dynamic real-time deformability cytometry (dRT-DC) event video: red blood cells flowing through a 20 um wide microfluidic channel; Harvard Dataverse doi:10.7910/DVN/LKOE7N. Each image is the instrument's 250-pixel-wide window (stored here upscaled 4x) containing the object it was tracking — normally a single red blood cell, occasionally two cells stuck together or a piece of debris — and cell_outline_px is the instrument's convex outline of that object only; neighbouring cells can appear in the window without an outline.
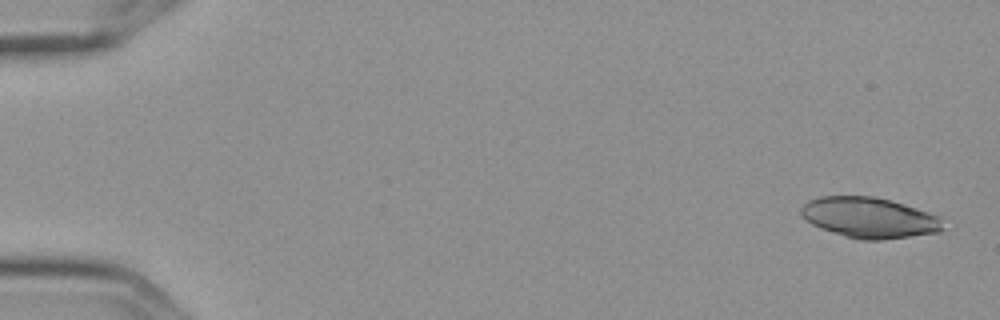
{"species": "Egyptian fruit bat (a non-hibernating species)", "species_latin": "Rousettus aegyptiacus", "temperature_condition": "cold", "stored_images_in_passage": 14, "camera_frame_rate_fps": 3000, "um_per_image_px": 0.085, "frame": {"image": 1, "passage_image": 1, "time_ms": 0.0, "image_size_px": [1000, 320], "cell_outline_px": [[944, 228], [940, 232], [880, 240], [860, 240], [844, 236], [820, 228], [812, 224], [800, 212], [800, 208], [808, 200], [820, 196], [872, 196], [888, 200], [940, 216]], "centroid_in_image_um": [73.87, 18.51], "position_along_channel_um": 11.1, "area_um2": 33.29}}
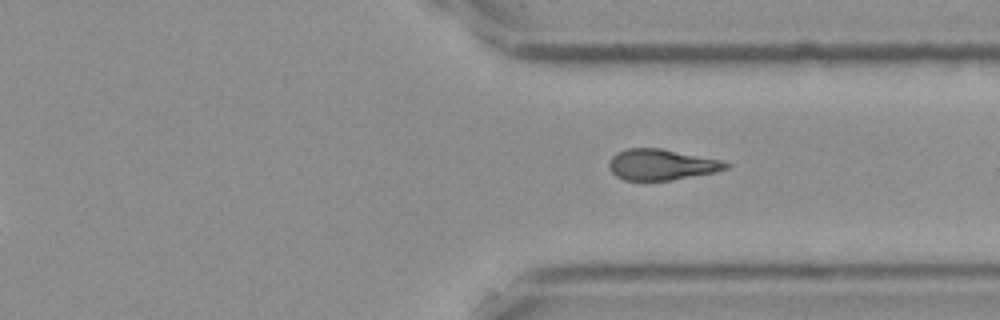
{"frame": {"image": 2, "passage_image": 14, "time_ms": 4.333, "image_size_px": [1000, 320], "cell_outline_px": [[732, 164], [728, 168], [712, 172], [668, 180], [624, 180], [616, 176], [612, 172], [608, 164], [612, 156], [616, 152], [628, 148], [660, 148], [720, 160]], "centroid_in_image_um": [56.18, 13.98], "position_along_channel_um": 355.2, "area_um2": 20.69}}